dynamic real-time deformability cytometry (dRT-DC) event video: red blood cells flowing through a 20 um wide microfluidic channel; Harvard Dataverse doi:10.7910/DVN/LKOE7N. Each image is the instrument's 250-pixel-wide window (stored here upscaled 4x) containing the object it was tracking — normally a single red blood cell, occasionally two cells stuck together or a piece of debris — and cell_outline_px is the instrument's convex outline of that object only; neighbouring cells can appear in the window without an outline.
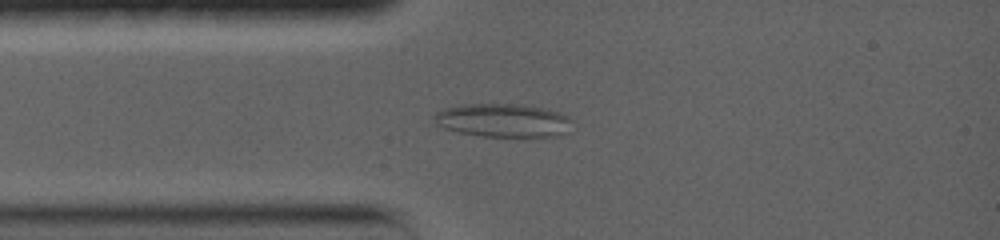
{"species": "common noctule bat (a hibernating species)", "species_latin": "Nyctalus noctula", "temperature_condition": "warm", "stored_images_in_passage": 64, "camera_frame_rate_fps": 5000, "um_per_image_px": 0.085, "animal": {"sex": "female", "body_mass_g": 19.0, "forearm_length_mm": 56.7}, "frame": {"image": 1, "passage_image": 10, "time_ms": 2.8, "image_size_px": [1000, 240], "cell_outline_px": [[572, 120], [568, 132], [560, 136], [480, 136], [460, 132], [444, 128], [436, 124], [432, 116], [436, 112], [444, 108], [464, 104], [524, 104], [560, 112], [568, 116]], "centroid_in_image_um": [42.77, 10.22], "position_along_channel_um": 42.2, "area_um2": 26.99}}
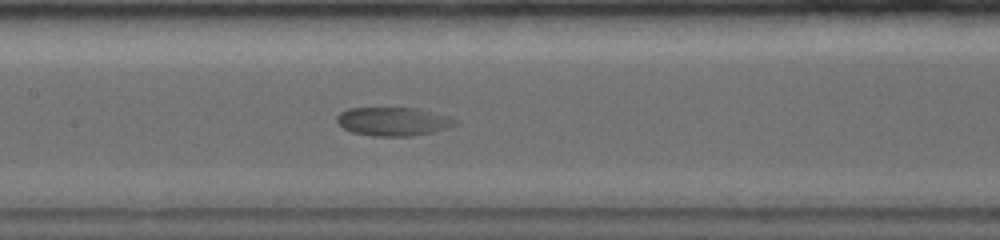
{"frame": {"image": 2, "passage_image": 29, "time_ms": 6.6, "image_size_px": [1000, 240], "cell_outline_px": [[460, 124], [432, 132], [412, 136], [372, 136], [352, 132], [344, 128], [336, 120], [336, 116], [340, 112], [348, 108], [420, 108], [448, 116], [460, 120]], "centroid_in_image_um": [33.47, 10.32], "position_along_channel_um": 173.9, "area_um2": 19.88}}
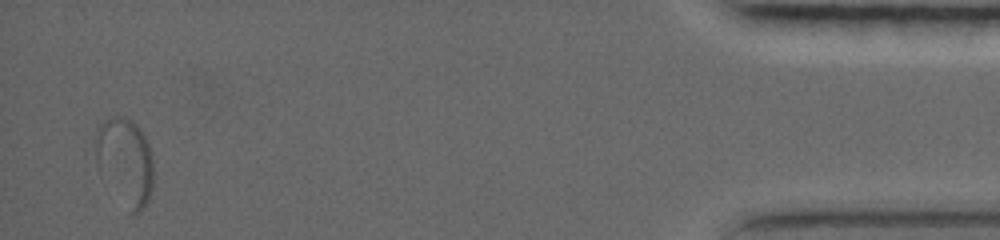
{"frame": {"image": 3, "passage_image": 58, "time_ms": 16.8, "image_size_px": [1000, 240], "cell_outline_px": [[152, 188], [148, 200], [144, 208], [140, 212], [132, 212], [96, 160], [96, 140], [100, 124], [104, 120], [112, 116], [124, 116], [132, 120], [136, 124], [144, 136], [148, 144], [152, 156]], "centroid_in_image_um": [10.69, 13.61], "position_along_channel_um": 424.5, "area_um2": 27.74}}